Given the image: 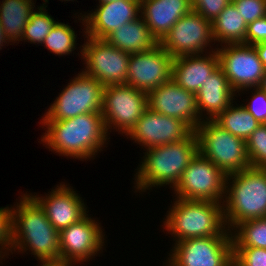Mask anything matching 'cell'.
Segmentation results:
<instances>
[{
  "instance_id": "obj_39",
  "label": "cell",
  "mask_w": 266,
  "mask_h": 266,
  "mask_svg": "<svg viewBox=\"0 0 266 266\" xmlns=\"http://www.w3.org/2000/svg\"><path fill=\"white\" fill-rule=\"evenodd\" d=\"M262 90L266 91V71L259 86Z\"/></svg>"
},
{
  "instance_id": "obj_7",
  "label": "cell",
  "mask_w": 266,
  "mask_h": 266,
  "mask_svg": "<svg viewBox=\"0 0 266 266\" xmlns=\"http://www.w3.org/2000/svg\"><path fill=\"white\" fill-rule=\"evenodd\" d=\"M105 86L83 72L68 83L42 121H58L77 115L101 112Z\"/></svg>"
},
{
  "instance_id": "obj_12",
  "label": "cell",
  "mask_w": 266,
  "mask_h": 266,
  "mask_svg": "<svg viewBox=\"0 0 266 266\" xmlns=\"http://www.w3.org/2000/svg\"><path fill=\"white\" fill-rule=\"evenodd\" d=\"M222 68L232 90L259 87L266 68L252 45L228 44L216 50Z\"/></svg>"
},
{
  "instance_id": "obj_37",
  "label": "cell",
  "mask_w": 266,
  "mask_h": 266,
  "mask_svg": "<svg viewBox=\"0 0 266 266\" xmlns=\"http://www.w3.org/2000/svg\"><path fill=\"white\" fill-rule=\"evenodd\" d=\"M255 48L258 58L266 68V41L253 45Z\"/></svg>"
},
{
  "instance_id": "obj_17",
  "label": "cell",
  "mask_w": 266,
  "mask_h": 266,
  "mask_svg": "<svg viewBox=\"0 0 266 266\" xmlns=\"http://www.w3.org/2000/svg\"><path fill=\"white\" fill-rule=\"evenodd\" d=\"M148 108L165 116L184 121L193 131L201 123L196 95L172 79L147 94Z\"/></svg>"
},
{
  "instance_id": "obj_26",
  "label": "cell",
  "mask_w": 266,
  "mask_h": 266,
  "mask_svg": "<svg viewBox=\"0 0 266 266\" xmlns=\"http://www.w3.org/2000/svg\"><path fill=\"white\" fill-rule=\"evenodd\" d=\"M214 121L232 135L245 141L261 125L243 106L234 107L233 104H230Z\"/></svg>"
},
{
  "instance_id": "obj_38",
  "label": "cell",
  "mask_w": 266,
  "mask_h": 266,
  "mask_svg": "<svg viewBox=\"0 0 266 266\" xmlns=\"http://www.w3.org/2000/svg\"><path fill=\"white\" fill-rule=\"evenodd\" d=\"M6 40H7V38L5 37L4 30L0 26V49H1V46L3 45L4 42L7 43Z\"/></svg>"
},
{
  "instance_id": "obj_5",
  "label": "cell",
  "mask_w": 266,
  "mask_h": 266,
  "mask_svg": "<svg viewBox=\"0 0 266 266\" xmlns=\"http://www.w3.org/2000/svg\"><path fill=\"white\" fill-rule=\"evenodd\" d=\"M222 205L224 204L213 201L177 198L164 225L174 237L177 236L176 242L210 236L232 237V232L229 234L225 229Z\"/></svg>"
},
{
  "instance_id": "obj_33",
  "label": "cell",
  "mask_w": 266,
  "mask_h": 266,
  "mask_svg": "<svg viewBox=\"0 0 266 266\" xmlns=\"http://www.w3.org/2000/svg\"><path fill=\"white\" fill-rule=\"evenodd\" d=\"M192 10L202 15L211 23L220 12L231 3V0H191Z\"/></svg>"
},
{
  "instance_id": "obj_31",
  "label": "cell",
  "mask_w": 266,
  "mask_h": 266,
  "mask_svg": "<svg viewBox=\"0 0 266 266\" xmlns=\"http://www.w3.org/2000/svg\"><path fill=\"white\" fill-rule=\"evenodd\" d=\"M235 266H266V248L233 247Z\"/></svg>"
},
{
  "instance_id": "obj_20",
  "label": "cell",
  "mask_w": 266,
  "mask_h": 266,
  "mask_svg": "<svg viewBox=\"0 0 266 266\" xmlns=\"http://www.w3.org/2000/svg\"><path fill=\"white\" fill-rule=\"evenodd\" d=\"M143 20L160 42L184 15L192 10L191 0H140Z\"/></svg>"
},
{
  "instance_id": "obj_18",
  "label": "cell",
  "mask_w": 266,
  "mask_h": 266,
  "mask_svg": "<svg viewBox=\"0 0 266 266\" xmlns=\"http://www.w3.org/2000/svg\"><path fill=\"white\" fill-rule=\"evenodd\" d=\"M99 7L81 20L86 25V35L106 39L113 31L136 20L140 13V0H116L99 3Z\"/></svg>"
},
{
  "instance_id": "obj_4",
  "label": "cell",
  "mask_w": 266,
  "mask_h": 266,
  "mask_svg": "<svg viewBox=\"0 0 266 266\" xmlns=\"http://www.w3.org/2000/svg\"><path fill=\"white\" fill-rule=\"evenodd\" d=\"M230 179L233 184L230 185V189L226 185L225 192L227 194L224 196L226 201L223 200V203H226L223 206V215L226 225L228 223L227 230L234 228L242 221L265 218L266 168L250 166L227 175L226 182Z\"/></svg>"
},
{
  "instance_id": "obj_28",
  "label": "cell",
  "mask_w": 266,
  "mask_h": 266,
  "mask_svg": "<svg viewBox=\"0 0 266 266\" xmlns=\"http://www.w3.org/2000/svg\"><path fill=\"white\" fill-rule=\"evenodd\" d=\"M44 6L45 5L43 4V6L38 8L39 11L36 12L34 10L31 14L30 19L24 28L21 41L27 39L31 43L42 44L57 23L50 15L47 14L45 11L47 6H45V8Z\"/></svg>"
},
{
  "instance_id": "obj_11",
  "label": "cell",
  "mask_w": 266,
  "mask_h": 266,
  "mask_svg": "<svg viewBox=\"0 0 266 266\" xmlns=\"http://www.w3.org/2000/svg\"><path fill=\"white\" fill-rule=\"evenodd\" d=\"M168 266H231L232 237L190 238L175 243Z\"/></svg>"
},
{
  "instance_id": "obj_32",
  "label": "cell",
  "mask_w": 266,
  "mask_h": 266,
  "mask_svg": "<svg viewBox=\"0 0 266 266\" xmlns=\"http://www.w3.org/2000/svg\"><path fill=\"white\" fill-rule=\"evenodd\" d=\"M247 24L266 16V0H231Z\"/></svg>"
},
{
  "instance_id": "obj_22",
  "label": "cell",
  "mask_w": 266,
  "mask_h": 266,
  "mask_svg": "<svg viewBox=\"0 0 266 266\" xmlns=\"http://www.w3.org/2000/svg\"><path fill=\"white\" fill-rule=\"evenodd\" d=\"M233 92L228 78L219 66L195 94L199 116L202 110H206L209 120H214L232 104Z\"/></svg>"
},
{
  "instance_id": "obj_1",
  "label": "cell",
  "mask_w": 266,
  "mask_h": 266,
  "mask_svg": "<svg viewBox=\"0 0 266 266\" xmlns=\"http://www.w3.org/2000/svg\"><path fill=\"white\" fill-rule=\"evenodd\" d=\"M20 200L12 209V248L23 251L29 247L42 263L60 264L59 232L31 195Z\"/></svg>"
},
{
  "instance_id": "obj_36",
  "label": "cell",
  "mask_w": 266,
  "mask_h": 266,
  "mask_svg": "<svg viewBox=\"0 0 266 266\" xmlns=\"http://www.w3.org/2000/svg\"><path fill=\"white\" fill-rule=\"evenodd\" d=\"M264 41H266V16L249 23L246 32V44L253 46Z\"/></svg>"
},
{
  "instance_id": "obj_25",
  "label": "cell",
  "mask_w": 266,
  "mask_h": 266,
  "mask_svg": "<svg viewBox=\"0 0 266 266\" xmlns=\"http://www.w3.org/2000/svg\"><path fill=\"white\" fill-rule=\"evenodd\" d=\"M248 24L231 2L212 22L213 40L228 44H246Z\"/></svg>"
},
{
  "instance_id": "obj_3",
  "label": "cell",
  "mask_w": 266,
  "mask_h": 266,
  "mask_svg": "<svg viewBox=\"0 0 266 266\" xmlns=\"http://www.w3.org/2000/svg\"><path fill=\"white\" fill-rule=\"evenodd\" d=\"M146 151L136 173L137 189L142 191L165 184H171L174 188L191 159L197 154L198 141L193 131L180 142L155 146Z\"/></svg>"
},
{
  "instance_id": "obj_13",
  "label": "cell",
  "mask_w": 266,
  "mask_h": 266,
  "mask_svg": "<svg viewBox=\"0 0 266 266\" xmlns=\"http://www.w3.org/2000/svg\"><path fill=\"white\" fill-rule=\"evenodd\" d=\"M174 57L160 44L130 54L126 84L146 94L172 79Z\"/></svg>"
},
{
  "instance_id": "obj_30",
  "label": "cell",
  "mask_w": 266,
  "mask_h": 266,
  "mask_svg": "<svg viewBox=\"0 0 266 266\" xmlns=\"http://www.w3.org/2000/svg\"><path fill=\"white\" fill-rule=\"evenodd\" d=\"M247 155L252 167L266 168V124H261L246 140Z\"/></svg>"
},
{
  "instance_id": "obj_6",
  "label": "cell",
  "mask_w": 266,
  "mask_h": 266,
  "mask_svg": "<svg viewBox=\"0 0 266 266\" xmlns=\"http://www.w3.org/2000/svg\"><path fill=\"white\" fill-rule=\"evenodd\" d=\"M203 120L194 132L198 141V152L208 158L226 175L251 166L246 141L232 135L214 120Z\"/></svg>"
},
{
  "instance_id": "obj_21",
  "label": "cell",
  "mask_w": 266,
  "mask_h": 266,
  "mask_svg": "<svg viewBox=\"0 0 266 266\" xmlns=\"http://www.w3.org/2000/svg\"><path fill=\"white\" fill-rule=\"evenodd\" d=\"M212 53L206 57L199 54L175 57L172 63V80L185 90L196 94L219 67V56L216 51Z\"/></svg>"
},
{
  "instance_id": "obj_19",
  "label": "cell",
  "mask_w": 266,
  "mask_h": 266,
  "mask_svg": "<svg viewBox=\"0 0 266 266\" xmlns=\"http://www.w3.org/2000/svg\"><path fill=\"white\" fill-rule=\"evenodd\" d=\"M46 198L31 196L43 209L47 219L60 232L71 224L77 223L86 215L82 199L70 187L60 184Z\"/></svg>"
},
{
  "instance_id": "obj_40",
  "label": "cell",
  "mask_w": 266,
  "mask_h": 266,
  "mask_svg": "<svg viewBox=\"0 0 266 266\" xmlns=\"http://www.w3.org/2000/svg\"><path fill=\"white\" fill-rule=\"evenodd\" d=\"M41 265L42 266H62V265H60L58 263H42Z\"/></svg>"
},
{
  "instance_id": "obj_23",
  "label": "cell",
  "mask_w": 266,
  "mask_h": 266,
  "mask_svg": "<svg viewBox=\"0 0 266 266\" xmlns=\"http://www.w3.org/2000/svg\"><path fill=\"white\" fill-rule=\"evenodd\" d=\"M138 17L113 31L106 40L116 48L130 54L148 51L156 47L159 41L152 34L142 16Z\"/></svg>"
},
{
  "instance_id": "obj_34",
  "label": "cell",
  "mask_w": 266,
  "mask_h": 266,
  "mask_svg": "<svg viewBox=\"0 0 266 266\" xmlns=\"http://www.w3.org/2000/svg\"><path fill=\"white\" fill-rule=\"evenodd\" d=\"M251 101L243 106L261 124H266V91L260 87L255 88Z\"/></svg>"
},
{
  "instance_id": "obj_35",
  "label": "cell",
  "mask_w": 266,
  "mask_h": 266,
  "mask_svg": "<svg viewBox=\"0 0 266 266\" xmlns=\"http://www.w3.org/2000/svg\"><path fill=\"white\" fill-rule=\"evenodd\" d=\"M0 246L12 252V209L8 207L0 208Z\"/></svg>"
},
{
  "instance_id": "obj_24",
  "label": "cell",
  "mask_w": 266,
  "mask_h": 266,
  "mask_svg": "<svg viewBox=\"0 0 266 266\" xmlns=\"http://www.w3.org/2000/svg\"><path fill=\"white\" fill-rule=\"evenodd\" d=\"M32 0H3L0 6V26L7 41H19L35 7ZM34 6V7H33ZM20 38V39H19Z\"/></svg>"
},
{
  "instance_id": "obj_14",
  "label": "cell",
  "mask_w": 266,
  "mask_h": 266,
  "mask_svg": "<svg viewBox=\"0 0 266 266\" xmlns=\"http://www.w3.org/2000/svg\"><path fill=\"white\" fill-rule=\"evenodd\" d=\"M211 40L212 23L191 10L176 22L159 44L175 58L203 54V48Z\"/></svg>"
},
{
  "instance_id": "obj_9",
  "label": "cell",
  "mask_w": 266,
  "mask_h": 266,
  "mask_svg": "<svg viewBox=\"0 0 266 266\" xmlns=\"http://www.w3.org/2000/svg\"><path fill=\"white\" fill-rule=\"evenodd\" d=\"M147 107V94L133 86L127 84L106 86L101 110L106 132L108 133L113 125L127 135Z\"/></svg>"
},
{
  "instance_id": "obj_2",
  "label": "cell",
  "mask_w": 266,
  "mask_h": 266,
  "mask_svg": "<svg viewBox=\"0 0 266 266\" xmlns=\"http://www.w3.org/2000/svg\"><path fill=\"white\" fill-rule=\"evenodd\" d=\"M47 133L42 142L59 155L87 159L104 145L107 139L103 115L92 112L58 121H42Z\"/></svg>"
},
{
  "instance_id": "obj_10",
  "label": "cell",
  "mask_w": 266,
  "mask_h": 266,
  "mask_svg": "<svg viewBox=\"0 0 266 266\" xmlns=\"http://www.w3.org/2000/svg\"><path fill=\"white\" fill-rule=\"evenodd\" d=\"M88 41L82 45L81 52L87 76L97 79L105 87L126 84L130 53L124 52L106 39L86 36Z\"/></svg>"
},
{
  "instance_id": "obj_41",
  "label": "cell",
  "mask_w": 266,
  "mask_h": 266,
  "mask_svg": "<svg viewBox=\"0 0 266 266\" xmlns=\"http://www.w3.org/2000/svg\"><path fill=\"white\" fill-rule=\"evenodd\" d=\"M113 1H116V0H99V3H109Z\"/></svg>"
},
{
  "instance_id": "obj_15",
  "label": "cell",
  "mask_w": 266,
  "mask_h": 266,
  "mask_svg": "<svg viewBox=\"0 0 266 266\" xmlns=\"http://www.w3.org/2000/svg\"><path fill=\"white\" fill-rule=\"evenodd\" d=\"M87 216L59 232L60 265L86 261L101 250L104 243L102 229Z\"/></svg>"
},
{
  "instance_id": "obj_29",
  "label": "cell",
  "mask_w": 266,
  "mask_h": 266,
  "mask_svg": "<svg viewBox=\"0 0 266 266\" xmlns=\"http://www.w3.org/2000/svg\"><path fill=\"white\" fill-rule=\"evenodd\" d=\"M76 35L68 24L57 22L45 38L43 44L57 55H68L75 48Z\"/></svg>"
},
{
  "instance_id": "obj_27",
  "label": "cell",
  "mask_w": 266,
  "mask_h": 266,
  "mask_svg": "<svg viewBox=\"0 0 266 266\" xmlns=\"http://www.w3.org/2000/svg\"><path fill=\"white\" fill-rule=\"evenodd\" d=\"M232 234L233 247L266 248V217L242 221Z\"/></svg>"
},
{
  "instance_id": "obj_16",
  "label": "cell",
  "mask_w": 266,
  "mask_h": 266,
  "mask_svg": "<svg viewBox=\"0 0 266 266\" xmlns=\"http://www.w3.org/2000/svg\"><path fill=\"white\" fill-rule=\"evenodd\" d=\"M193 130L182 120L165 116L146 108L141 118L127 134L146 149L186 139Z\"/></svg>"
},
{
  "instance_id": "obj_8",
  "label": "cell",
  "mask_w": 266,
  "mask_h": 266,
  "mask_svg": "<svg viewBox=\"0 0 266 266\" xmlns=\"http://www.w3.org/2000/svg\"><path fill=\"white\" fill-rule=\"evenodd\" d=\"M226 178L222 170L197 152L173 189L178 199L221 203L228 184Z\"/></svg>"
}]
</instances>
